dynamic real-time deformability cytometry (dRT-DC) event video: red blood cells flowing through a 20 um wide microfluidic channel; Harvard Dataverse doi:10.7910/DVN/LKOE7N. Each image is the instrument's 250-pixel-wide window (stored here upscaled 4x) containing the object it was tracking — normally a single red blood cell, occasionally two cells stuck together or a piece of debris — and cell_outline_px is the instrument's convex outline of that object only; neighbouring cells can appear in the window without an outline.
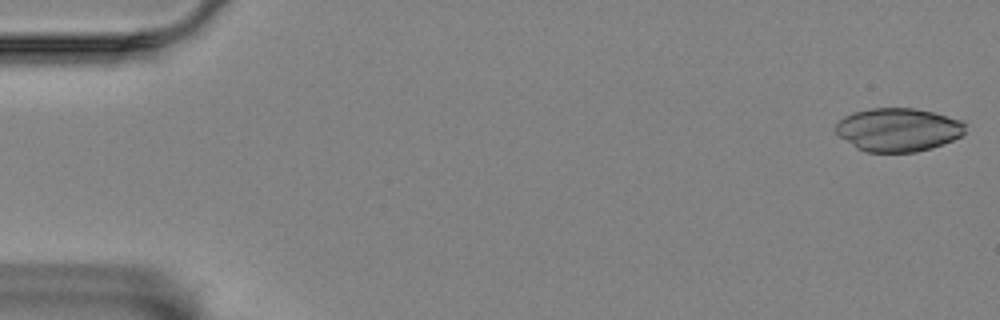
{"species": "Egyptian fruit bat (a non-hibernating species)", "species_latin": "Rousettus aegyptiacus", "temperature_condition": "room temperature", "stored_images_in_passage": 57, "camera_frame_rate_fps": 3000, "um_per_image_px": 0.085, "animal": {"sex": "female"}, "frame": {"image": 1, "passage_image": 1, "time_ms": 0.0, "image_size_px": [1000, 320], "cell_outline_px": [[964, 132], [960, 136], [952, 140], [932, 148], [916, 152], [864, 152], [856, 148], [840, 136], [832, 128], [844, 116], [852, 112], [872, 108], [916, 108], [932, 112], [960, 120], [964, 124]], "centroid_in_image_um": [76.29, 11.03], "position_along_channel_um": 8.7, "area_um2": 32.71}}
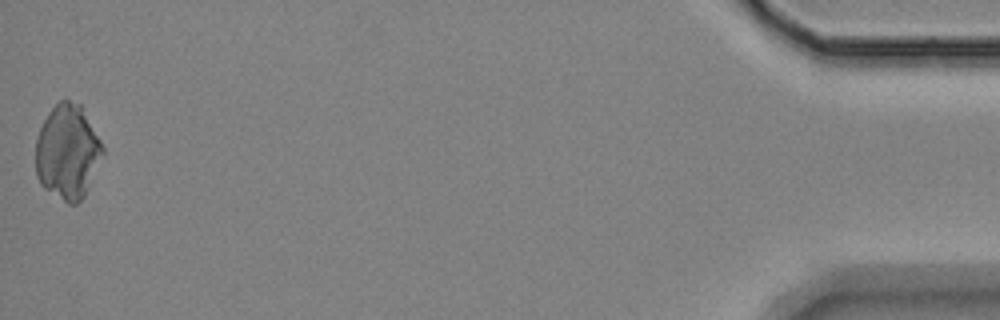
{"frame": {"image": 2, "passage_image": 57, "time_ms": 18.667, "image_size_px": [1000, 320], "cell_outline_px": [[104, 152], [88, 188], [84, 196], [76, 204], [68, 204], [44, 188], [40, 184], [36, 176], [36, 140], [40, 128], [44, 120], [52, 108], [60, 100], [68, 100], [80, 104], [100, 140], [104, 148]], "centroid_in_image_um": [5.73, 12.93], "position_along_channel_um": 429.5, "area_um2": 36.65}}